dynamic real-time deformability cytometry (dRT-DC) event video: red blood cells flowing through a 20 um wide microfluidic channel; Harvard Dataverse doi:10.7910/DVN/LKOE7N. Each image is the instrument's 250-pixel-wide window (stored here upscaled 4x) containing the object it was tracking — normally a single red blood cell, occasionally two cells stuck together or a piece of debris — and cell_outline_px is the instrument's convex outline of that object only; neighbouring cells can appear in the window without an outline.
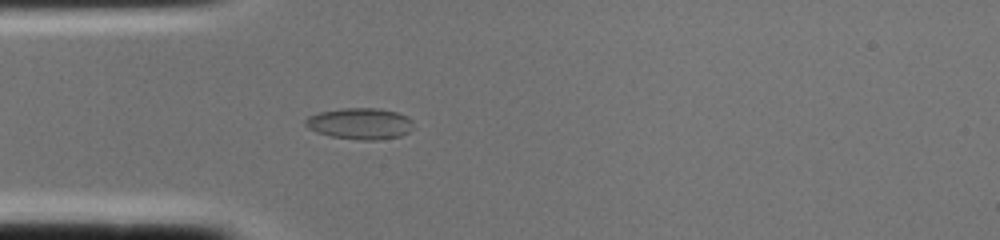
{"species": "common noctule bat (a hibernating species)", "species_latin": "Nyctalus noctula", "temperature_condition": "cold", "stored_images_in_passage": 2, "camera_frame_rate_fps": 3000, "um_per_image_px": 0.085, "animal": {"sex": "female", "body_mass_g": 22.0, "forearm_length_mm": 56.7}, "frame": {"image": 1, "passage_image": 2, "time_ms": 0.333, "image_size_px": [1000, 240], "cell_outline_px": [[412, 128], [408, 132], [400, 136], [376, 140], [360, 140], [332, 136], [316, 132], [308, 128], [304, 124], [304, 120], [308, 116], [320, 112], [344, 108], [376, 108], [396, 112], [408, 116], [412, 120]], "centroid_in_image_um": [30.59, 10.5], "position_along_channel_um": 54.4, "area_um2": 19.65}}